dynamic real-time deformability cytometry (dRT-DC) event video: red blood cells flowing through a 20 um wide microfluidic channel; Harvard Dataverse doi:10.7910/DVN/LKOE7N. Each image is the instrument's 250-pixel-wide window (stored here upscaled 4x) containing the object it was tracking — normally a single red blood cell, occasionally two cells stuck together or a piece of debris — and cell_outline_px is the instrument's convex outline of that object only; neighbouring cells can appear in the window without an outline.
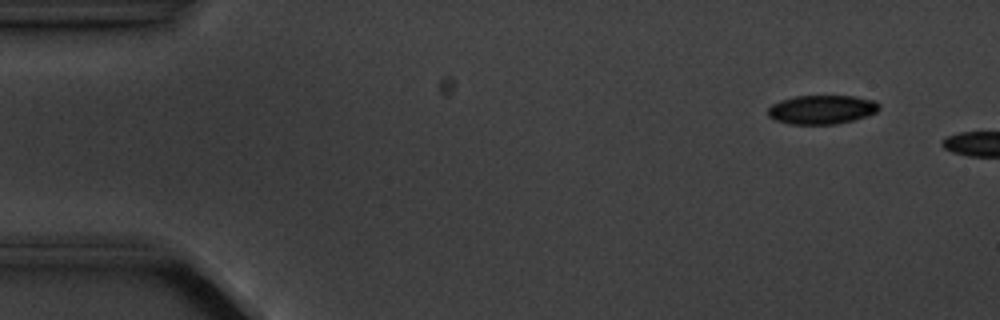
{"species": "common noctule bat (a hibernating species)", "species_latin": "Nyctalus noctula", "temperature_condition": "cold", "stored_images_in_passage": 4, "camera_frame_rate_fps": 3000, "um_per_image_px": 0.085, "animal": {"sex": "male", "body_mass_g": 20.1, "forearm_length_mm": 53.5}, "frame": {"image": 1, "passage_image": 2, "time_ms": 1.333, "image_size_px": [1000, 320], "cell_outline_px": [[880, 108], [876, 112], [852, 120], [836, 124], [788, 124], [776, 120], [768, 116], [768, 108], [772, 104], [780, 100], [796, 96], [856, 96], [876, 100], [880, 104]], "centroid_in_image_um": [69.86, 9.3], "position_along_channel_um": 15.1, "area_um2": 18.79}}